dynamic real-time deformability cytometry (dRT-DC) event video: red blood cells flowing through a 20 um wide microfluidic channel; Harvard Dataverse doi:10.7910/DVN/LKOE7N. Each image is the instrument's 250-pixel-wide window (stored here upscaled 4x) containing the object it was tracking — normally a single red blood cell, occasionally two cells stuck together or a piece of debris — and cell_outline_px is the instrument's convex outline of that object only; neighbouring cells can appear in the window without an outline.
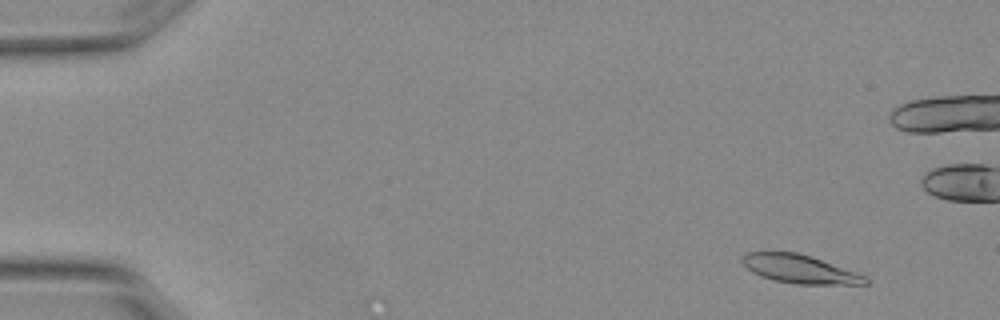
{"species": "Egyptian fruit bat (a non-hibernating species)", "species_latin": "Rousettus aegyptiacus", "temperature_condition": "warm", "stored_images_in_passage": 6, "camera_frame_rate_fps": 3000, "um_per_image_px": 0.085, "animal": {"sex": "female"}, "frame": {"image": 1, "passage_image": 2, "time_ms": 0.333, "image_size_px": [1000, 320], "cell_outline_px": [[868, 284], [796, 284], [776, 280], [752, 272], [740, 260], [740, 256], [748, 252], [764, 248], [796, 252], [868, 276]], "centroid_in_image_um": [67.89, 22.82], "position_along_channel_um": 17.1, "area_um2": 20.69}}